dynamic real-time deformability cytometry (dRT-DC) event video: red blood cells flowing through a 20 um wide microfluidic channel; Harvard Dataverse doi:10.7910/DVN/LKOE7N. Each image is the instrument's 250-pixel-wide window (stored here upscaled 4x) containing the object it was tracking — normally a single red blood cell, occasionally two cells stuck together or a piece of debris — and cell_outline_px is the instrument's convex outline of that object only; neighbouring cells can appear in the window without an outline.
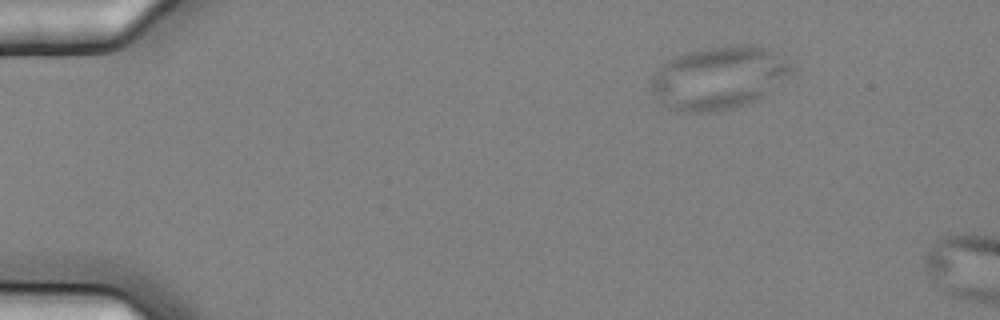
{"species": "common noctule bat (a hibernating species)", "species_latin": "Nyctalus noctula", "temperature_condition": "cold", "stored_images_in_passage": 3, "camera_frame_rate_fps": 3000, "um_per_image_px": 0.085, "animal": {"sex": "female", "body_mass_g": 25.1}, "frame": {"image": 1, "passage_image": 1, "time_ms": 0.0, "image_size_px": [1000, 320], "cell_outline_px": [[796, 68], [792, 72], [756, 100], [748, 104], [732, 108], [712, 112], [692, 112], [668, 108], [652, 92], [652, 76], [672, 56], [704, 48], [724, 44], [760, 44], [768, 48], [792, 64]], "centroid_in_image_um": [61.11, 6.57], "position_along_channel_um": 23.9, "area_um2": 51.33}}